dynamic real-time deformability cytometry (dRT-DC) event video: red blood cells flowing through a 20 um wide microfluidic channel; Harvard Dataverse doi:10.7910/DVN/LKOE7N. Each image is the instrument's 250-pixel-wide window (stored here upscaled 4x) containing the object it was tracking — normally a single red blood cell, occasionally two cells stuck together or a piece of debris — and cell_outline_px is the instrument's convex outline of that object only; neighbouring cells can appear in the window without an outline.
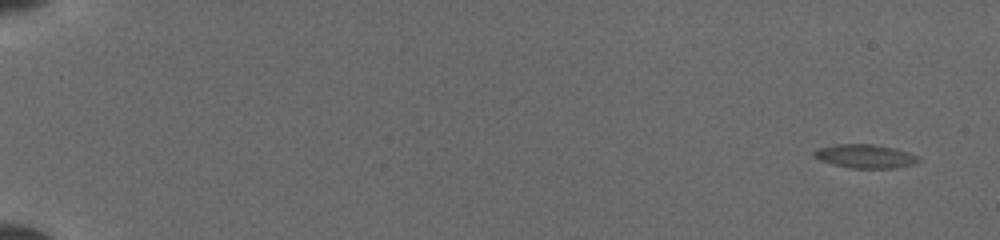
{"species": "common noctule bat (a hibernating species)", "species_latin": "Nyctalus noctula", "temperature_condition": "cold", "stored_images_in_passage": 9, "camera_frame_rate_fps": 3000, "um_per_image_px": 0.085, "animal": {"sex": "female", "body_mass_g": 19.5, "forearm_length_mm": 54.1}, "frame": {"image": 1, "passage_image": 1, "time_ms": 0.0, "image_size_px": [1000, 240], "cell_outline_px": [[920, 160], [916, 164], [896, 168], [852, 168], [820, 160], [812, 156], [812, 152], [816, 148], [836, 144], [872, 144], [896, 148], [920, 156]], "centroid_in_image_um": [73.57, 13.27], "position_along_channel_um": 11.4, "area_um2": 14.57}}